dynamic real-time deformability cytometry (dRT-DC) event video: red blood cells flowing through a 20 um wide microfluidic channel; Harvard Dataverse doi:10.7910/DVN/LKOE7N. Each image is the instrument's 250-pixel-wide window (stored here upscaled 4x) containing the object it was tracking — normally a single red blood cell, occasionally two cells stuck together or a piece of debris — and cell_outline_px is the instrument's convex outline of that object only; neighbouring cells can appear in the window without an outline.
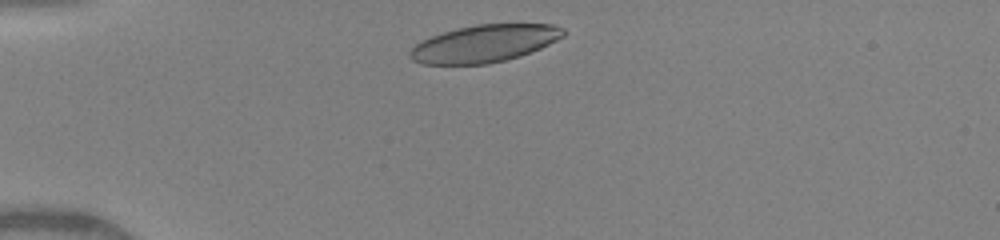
{"species": "human", "species_latin": "Homo sapiens", "temperature_condition": "warm", "stored_images_in_passage": 48, "camera_frame_rate_fps": 3000, "um_per_image_px": 0.085, "donor": {"sex": "female"}, "frame": {"image": 1, "passage_image": 1, "time_ms": 0.0, "image_size_px": [1000, 240], "cell_outline_px": [[564, 36], [540, 48], [520, 56], [488, 64], [420, 64], [412, 60], [408, 56], [408, 52], [420, 40], [456, 28], [476, 24], [552, 24], [564, 28]], "centroid_in_image_um": [41.14, 3.7], "position_along_channel_um": 43.9, "area_um2": 33.35}}
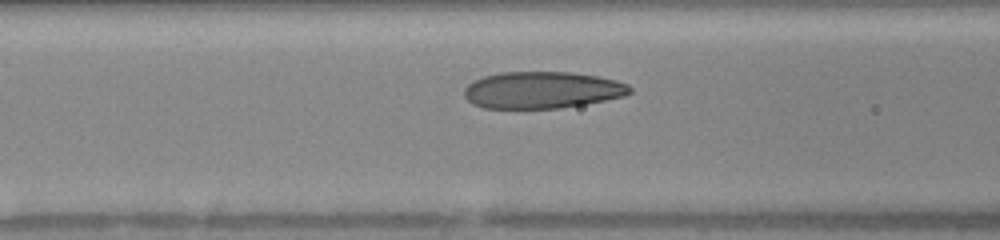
{"frame": {"image": 2, "passage_image": 13, "time_ms": 2.667, "image_size_px": [1000, 240], "cell_outline_px": [[632, 92], [624, 96], [584, 104], [560, 108], [484, 108], [472, 104], [464, 96], [464, 88], [472, 80], [484, 76], [500, 72], [572, 72], [596, 76], [616, 80], [628, 84], [632, 88]], "centroid_in_image_um": [46.06, 7.65], "position_along_channel_um": 120.5, "area_um2": 35.66}}
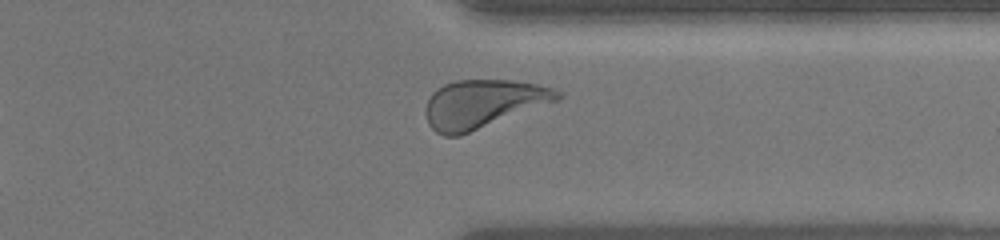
{"frame": {"image": 3, "passage_image": 40, "time_ms": 8.667, "image_size_px": [1000, 240], "cell_outline_px": [[564, 96], [560, 100], [460, 136], [444, 136], [436, 132], [428, 124], [424, 112], [428, 100], [432, 92], [444, 84], [456, 80], [512, 80], [536, 84], [552, 88], [564, 92]], "centroid_in_image_um": [41.07, 8.83], "position_along_channel_um": 370.3, "area_um2": 37.45}, "authors_computed_cell_mechanics": {"area_um2": 35.7204, "velocity_mm_per_s": 4.1624, "shape_relaxation_time_tau1_ms": 2.9049, "shape_relaxation_time_tau2_ms": 0.8577, "deformation_change_tau1": 0.1611, "deformation_change_tau2": 0.0788}}